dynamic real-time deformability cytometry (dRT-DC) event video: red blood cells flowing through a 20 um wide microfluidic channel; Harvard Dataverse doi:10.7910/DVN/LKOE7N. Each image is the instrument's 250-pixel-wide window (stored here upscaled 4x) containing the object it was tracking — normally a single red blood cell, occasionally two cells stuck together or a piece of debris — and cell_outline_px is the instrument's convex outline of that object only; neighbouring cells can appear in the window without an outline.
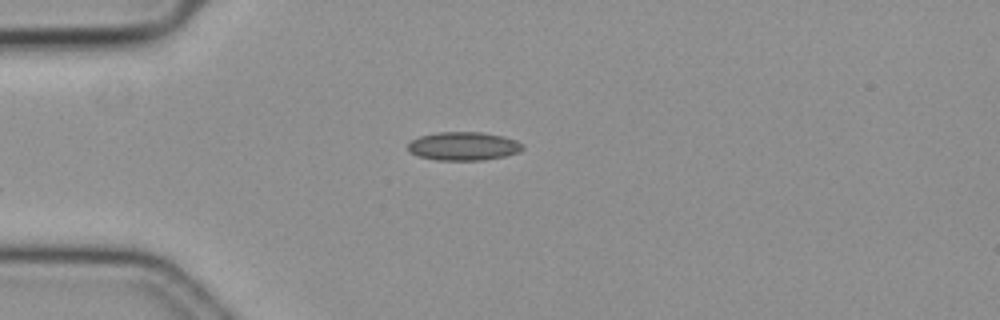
{"species": "common noctule bat (a hibernating species)", "species_latin": "Nyctalus noctula", "temperature_condition": "cold", "stored_images_in_passage": 21, "camera_frame_rate_fps": 3000, "um_per_image_px": 0.085, "animal": {"sex": "female", "body_mass_g": 19.3, "forearm_length_mm": 54.1}, "frame": {"image": 1, "passage_image": 1, "time_ms": 0.0, "image_size_px": [1000, 320], "cell_outline_px": [[524, 148], [520, 152], [504, 156], [480, 160], [436, 160], [420, 156], [412, 152], [408, 148], [408, 144], [412, 140], [420, 136], [436, 132], [480, 132], [504, 136], [516, 140], [524, 144]], "centroid_in_image_um": [39.44, 12.41], "position_along_channel_um": 45.6, "area_um2": 18.96}}
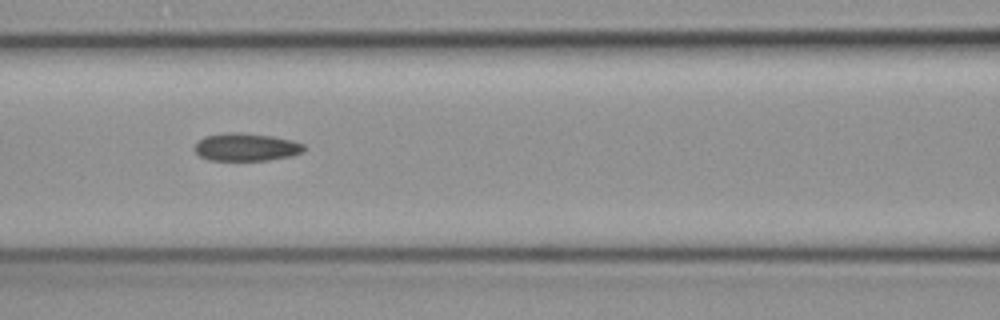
{"frame": {"image": 2, "passage_image": 11, "time_ms": 3.333, "image_size_px": [1000, 320], "cell_outline_px": [[304, 152], [292, 156], [268, 160], [208, 160], [200, 156], [196, 152], [196, 144], [204, 136], [228, 132], [240, 132], [272, 136], [292, 140], [304, 144]], "centroid_in_image_um": [20.95, 12.5], "position_along_channel_um": 145.6, "area_um2": 17.69}}
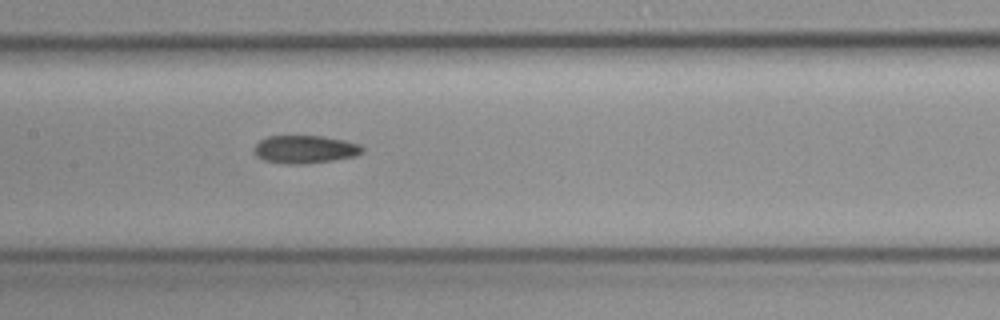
{"frame": {"image": 3, "passage_image": 14, "time_ms": 4.333, "image_size_px": [1000, 320], "cell_outline_px": [[364, 152], [356, 156], [332, 160], [304, 164], [288, 164], [264, 160], [256, 156], [256, 144], [260, 140], [268, 136], [320, 136], [344, 140], [360, 144], [364, 148]], "centroid_in_image_um": [25.96, 12.69], "position_along_channel_um": 181.4, "area_um2": 17.51}}